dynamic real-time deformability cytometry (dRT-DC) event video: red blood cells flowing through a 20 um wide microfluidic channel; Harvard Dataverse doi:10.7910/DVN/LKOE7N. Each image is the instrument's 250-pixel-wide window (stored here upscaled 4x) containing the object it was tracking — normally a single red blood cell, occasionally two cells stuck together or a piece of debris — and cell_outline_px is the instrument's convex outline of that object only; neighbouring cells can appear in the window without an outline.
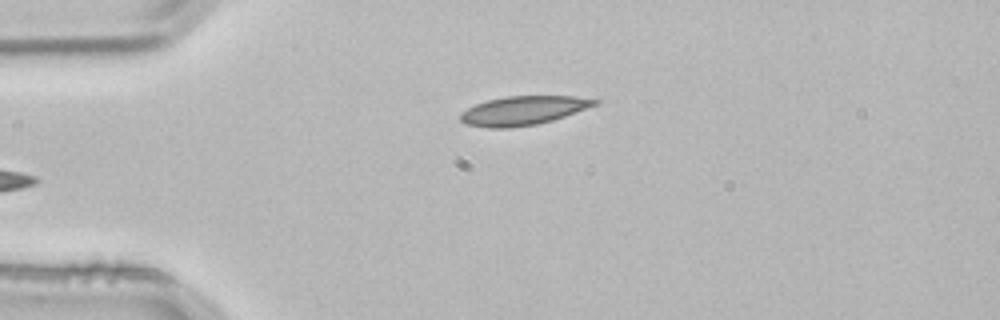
{"species": "common noctule bat (a hibernating species)", "species_latin": "Nyctalus noctula", "temperature_condition": "room temperature", "stored_images_in_passage": 2, "camera_frame_rate_fps": 3000, "um_per_image_px": 0.085, "animal": {"sex": "male", "body_mass_g": 21.5, "forearm_length_mm": 52.0}, "frame": {"image": 1, "passage_image": 2, "time_ms": 0.333, "image_size_px": [1000, 320], "cell_outline_px": [[600, 104], [552, 120], [536, 124], [508, 128], [488, 128], [464, 124], [460, 120], [460, 112], [476, 104], [488, 100], [504, 96], [572, 96], [600, 100]], "centroid_in_image_um": [44.46, 9.4], "position_along_channel_um": 40.5, "area_um2": 22.66}}